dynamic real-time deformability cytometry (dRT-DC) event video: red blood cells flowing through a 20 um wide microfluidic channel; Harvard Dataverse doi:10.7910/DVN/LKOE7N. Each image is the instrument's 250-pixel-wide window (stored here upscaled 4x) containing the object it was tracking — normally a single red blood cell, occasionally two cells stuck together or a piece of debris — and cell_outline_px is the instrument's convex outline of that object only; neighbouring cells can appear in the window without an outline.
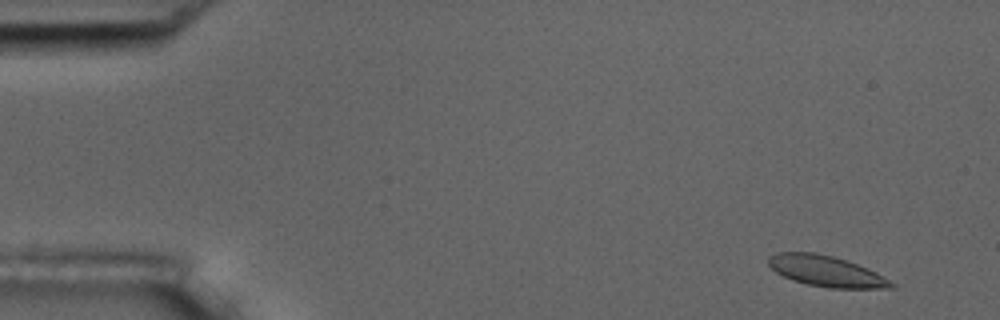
{"species": "common noctule bat (a hibernating species)", "species_latin": "Nyctalus noctula", "temperature_condition": "room temperature", "stored_images_in_passage": 5, "camera_frame_rate_fps": 3000, "um_per_image_px": 0.085, "animal": {"sex": "male", "body_mass_g": 17.5, "forearm_length_mm": 52.3}, "frame": {"image": 1, "passage_image": 1, "time_ms": 0.0, "image_size_px": [1000, 320], "cell_outline_px": [[896, 288], [828, 288], [808, 284], [792, 280], [776, 272], [768, 264], [768, 256], [776, 252], [816, 252], [832, 256], [868, 268], [876, 272], [896, 284]], "centroid_in_image_um": [70.22, 23.05], "position_along_channel_um": 14.8, "area_um2": 22.02}}
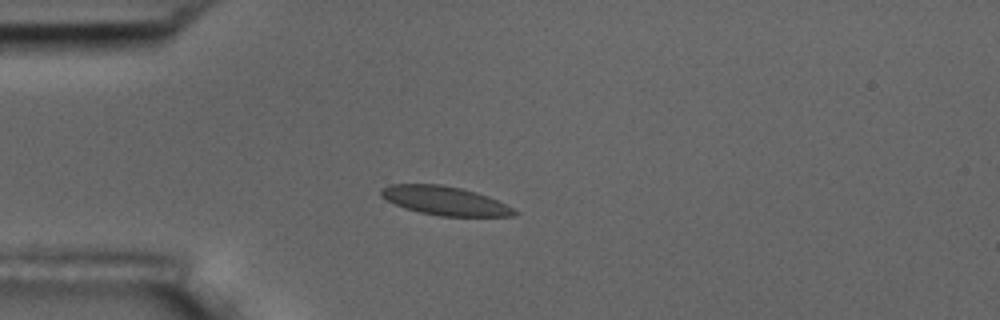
{"frame": {"image": 2, "passage_image": 4, "time_ms": 1.0, "image_size_px": [1000, 320], "cell_outline_px": [[520, 212], [512, 216], [440, 216], [420, 212], [404, 208], [380, 196], [380, 188], [392, 184], [440, 184], [460, 188], [476, 192], [488, 196]], "centroid_in_image_um": [37.79, 17.06], "position_along_channel_um": 47.2, "area_um2": 22.2}}